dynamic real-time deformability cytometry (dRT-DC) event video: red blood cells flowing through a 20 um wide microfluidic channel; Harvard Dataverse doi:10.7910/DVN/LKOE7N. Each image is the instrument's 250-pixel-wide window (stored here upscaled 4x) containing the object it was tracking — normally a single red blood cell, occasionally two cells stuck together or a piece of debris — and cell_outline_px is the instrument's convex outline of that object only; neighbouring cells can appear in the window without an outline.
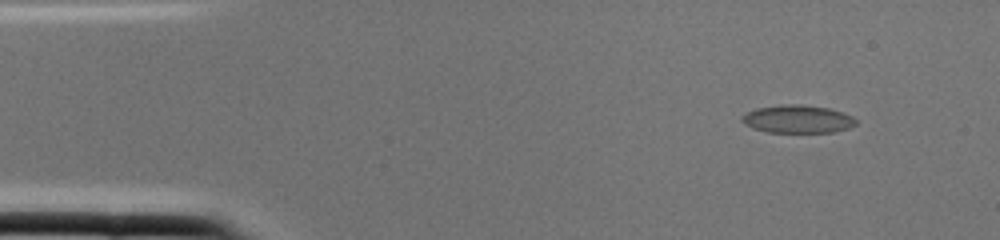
{"species": "common noctule bat (a hibernating species)", "species_latin": "Nyctalus noctula", "temperature_condition": "cold", "stored_images_in_passage": 1, "camera_frame_rate_fps": 3000, "um_per_image_px": 0.085, "animal": {"sex": "female", "body_mass_g": 22.0, "forearm_length_mm": 56.7}, "frame": {"image": 1, "passage_image": 1, "time_ms": 0.0, "image_size_px": [1000, 240], "cell_outline_px": [[856, 124], [848, 128], [832, 132], [768, 132], [752, 128], [744, 124], [740, 120], [740, 116], [756, 108], [780, 104], [800, 104], [828, 108], [844, 112], [852, 116], [856, 120]], "centroid_in_image_um": [67.77, 10.11], "position_along_channel_um": 17.2, "area_um2": 18.67}}